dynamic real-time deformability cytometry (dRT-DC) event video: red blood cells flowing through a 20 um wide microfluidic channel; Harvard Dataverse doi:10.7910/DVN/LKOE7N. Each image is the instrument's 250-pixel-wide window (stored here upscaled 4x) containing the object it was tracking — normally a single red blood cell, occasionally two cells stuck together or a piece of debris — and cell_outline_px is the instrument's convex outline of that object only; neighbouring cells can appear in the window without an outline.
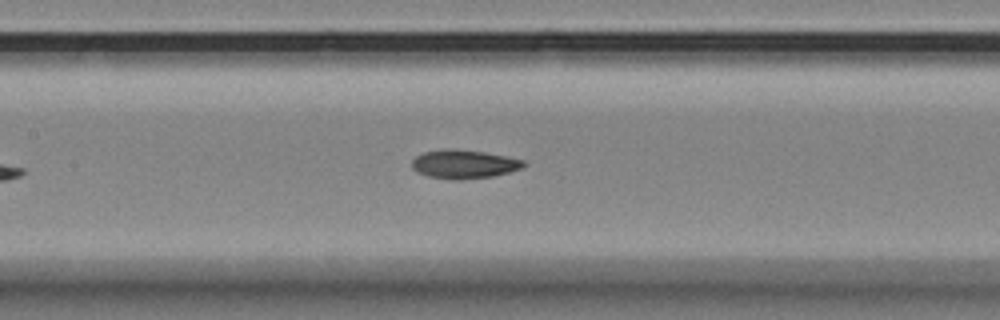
{"species": "Egyptian fruit bat (a non-hibernating species)", "species_latin": "Rousettus aegyptiacus", "temperature_condition": "room temperature", "stored_images_in_passage": 6, "camera_frame_rate_fps": 3000, "um_per_image_px": 0.085, "animal": {"sex": "female"}, "frame": {"image": 1, "passage_image": 5, "time_ms": 1.333, "image_size_px": [1000, 320], "cell_outline_px": [[528, 164], [520, 168], [508, 172], [492, 176], [460, 180], [452, 180], [428, 176], [416, 172], [412, 168], [412, 160], [416, 156], [424, 152], [444, 148], [452, 148], [484, 152], [508, 156], [524, 160]], "centroid_in_image_um": [39.42, 13.94], "position_along_channel_um": 168.0, "area_um2": 18.84}}